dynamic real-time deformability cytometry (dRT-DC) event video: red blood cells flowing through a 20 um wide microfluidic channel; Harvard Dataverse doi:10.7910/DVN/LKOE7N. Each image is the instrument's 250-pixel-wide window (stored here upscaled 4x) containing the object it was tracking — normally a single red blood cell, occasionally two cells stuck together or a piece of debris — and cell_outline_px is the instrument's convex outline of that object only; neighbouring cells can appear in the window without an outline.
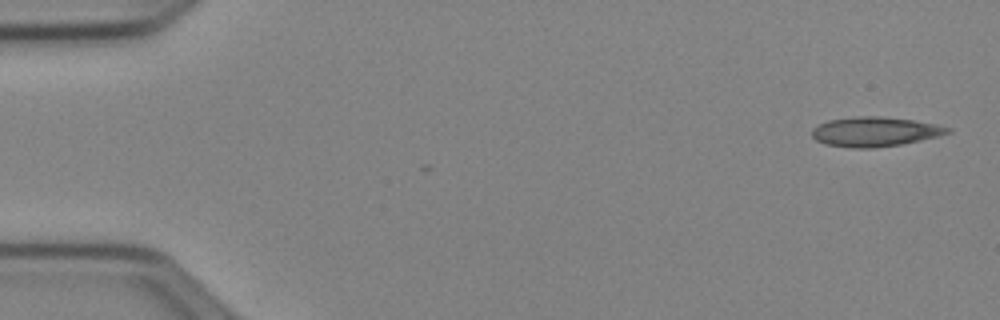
{"species": "Egyptian fruit bat (a non-hibernating species)", "species_latin": "Rousettus aegyptiacus", "temperature_condition": "cold", "stored_images_in_passage": 7, "camera_frame_rate_fps": 3000, "um_per_image_px": 0.085, "animal": {"sex": "female"}, "frame": {"image": 1, "passage_image": 1, "time_ms": 0.0, "image_size_px": [1000, 320], "cell_outline_px": [[952, 132], [920, 140], [900, 144], [872, 148], [856, 148], [824, 144], [816, 140], [812, 136], [812, 128], [828, 120], [860, 116], [880, 116], [912, 120], [952, 128]], "centroid_in_image_um": [74.33, 11.19], "position_along_channel_um": 10.7, "area_um2": 23.06}}